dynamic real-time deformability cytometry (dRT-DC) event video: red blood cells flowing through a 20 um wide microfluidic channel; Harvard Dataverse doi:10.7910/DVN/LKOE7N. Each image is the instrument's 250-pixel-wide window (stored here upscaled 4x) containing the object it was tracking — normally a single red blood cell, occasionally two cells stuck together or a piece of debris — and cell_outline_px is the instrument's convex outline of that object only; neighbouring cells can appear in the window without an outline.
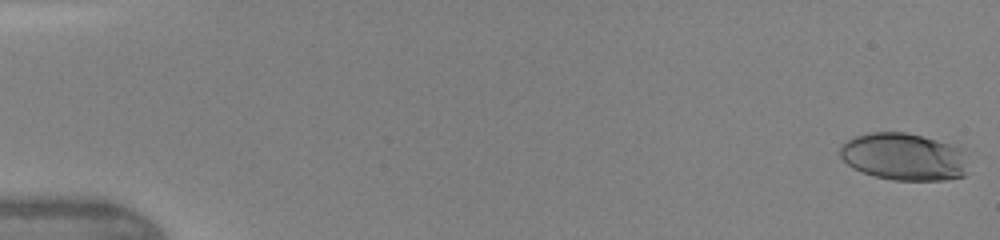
{"species": "human", "species_latin": "Homo sapiens", "temperature_condition": "warm", "stored_images_in_passage": 38, "camera_frame_rate_fps": 3000, "um_per_image_px": 0.085, "donor": {"sex": "female"}, "frame": {"image": 1, "passage_image": 1, "time_ms": 0.0, "image_size_px": [1000, 240], "cell_outline_px": [[964, 176], [944, 180], [892, 180], [876, 176], [852, 168], [840, 156], [840, 148], [848, 140], [856, 136], [868, 132], [908, 132], [936, 140], [960, 148], [964, 152]], "centroid_in_image_um": [76.79, 13.32], "position_along_channel_um": 8.2, "area_um2": 34.91}}